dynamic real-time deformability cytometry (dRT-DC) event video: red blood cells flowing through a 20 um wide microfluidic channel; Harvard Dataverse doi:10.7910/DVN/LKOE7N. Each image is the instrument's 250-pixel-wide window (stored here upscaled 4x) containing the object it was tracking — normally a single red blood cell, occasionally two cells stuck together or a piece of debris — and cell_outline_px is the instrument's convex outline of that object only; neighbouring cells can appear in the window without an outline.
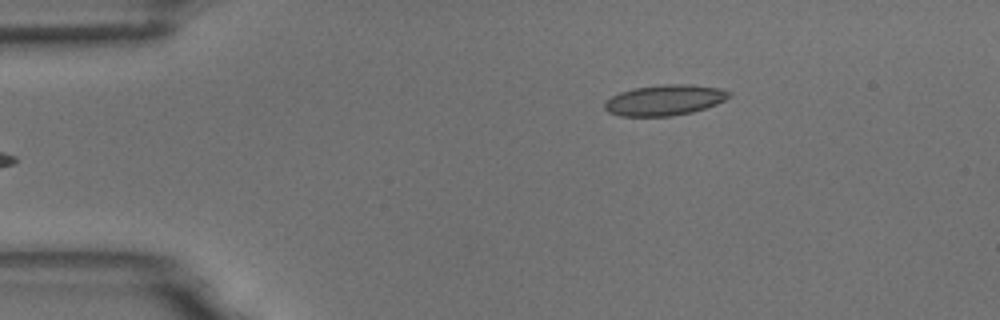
{"species": "common noctule bat (a hibernating species)", "species_latin": "Nyctalus noctula", "temperature_condition": "room temperature", "stored_images_in_passage": 3, "camera_frame_rate_fps": 3000, "um_per_image_px": 0.085, "animal": {"sex": "male", "body_mass_g": 18.8}, "frame": {"image": 1, "passage_image": 3, "time_ms": 2.333, "image_size_px": [1000, 320], "cell_outline_px": [[732, 96], [716, 104], [692, 112], [672, 116], [620, 116], [608, 112], [604, 108], [604, 104], [612, 96], [620, 92], [632, 88], [660, 84], [692, 84], [720, 88], [732, 92]], "centroid_in_image_um": [56.51, 8.5], "position_along_channel_um": 28.5, "area_um2": 22.37}}